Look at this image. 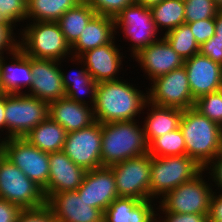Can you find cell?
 Returning a JSON list of instances; mask_svg holds the SVG:
<instances>
[{
	"mask_svg": "<svg viewBox=\"0 0 222 222\" xmlns=\"http://www.w3.org/2000/svg\"><path fill=\"white\" fill-rule=\"evenodd\" d=\"M124 80L100 82L97 85L96 101L93 106L97 122L110 123L134 121L145 114L144 106L148 101L146 93L135 84ZM138 88V89H137ZM140 89V90H139ZM137 116V118H136Z\"/></svg>",
	"mask_w": 222,
	"mask_h": 222,
	"instance_id": "cell-1",
	"label": "cell"
},
{
	"mask_svg": "<svg viewBox=\"0 0 222 222\" xmlns=\"http://www.w3.org/2000/svg\"><path fill=\"white\" fill-rule=\"evenodd\" d=\"M179 128L185 140L186 155L203 168L222 152V127L194 107L183 110Z\"/></svg>",
	"mask_w": 222,
	"mask_h": 222,
	"instance_id": "cell-2",
	"label": "cell"
},
{
	"mask_svg": "<svg viewBox=\"0 0 222 222\" xmlns=\"http://www.w3.org/2000/svg\"><path fill=\"white\" fill-rule=\"evenodd\" d=\"M138 121L102 123V166L148 154L143 126Z\"/></svg>",
	"mask_w": 222,
	"mask_h": 222,
	"instance_id": "cell-3",
	"label": "cell"
},
{
	"mask_svg": "<svg viewBox=\"0 0 222 222\" xmlns=\"http://www.w3.org/2000/svg\"><path fill=\"white\" fill-rule=\"evenodd\" d=\"M25 27L18 29V47L29 57L37 59L67 60L72 56L57 22L25 21ZM20 30V31H19ZM71 55V56H70Z\"/></svg>",
	"mask_w": 222,
	"mask_h": 222,
	"instance_id": "cell-4",
	"label": "cell"
},
{
	"mask_svg": "<svg viewBox=\"0 0 222 222\" xmlns=\"http://www.w3.org/2000/svg\"><path fill=\"white\" fill-rule=\"evenodd\" d=\"M202 170L203 167L188 155L152 156L149 195L158 202L159 198L192 180Z\"/></svg>",
	"mask_w": 222,
	"mask_h": 222,
	"instance_id": "cell-5",
	"label": "cell"
},
{
	"mask_svg": "<svg viewBox=\"0 0 222 222\" xmlns=\"http://www.w3.org/2000/svg\"><path fill=\"white\" fill-rule=\"evenodd\" d=\"M206 174L202 170L192 180L169 191L159 199L158 204L167 212L209 215L211 197L215 188H212L211 181ZM204 175L208 177V181Z\"/></svg>",
	"mask_w": 222,
	"mask_h": 222,
	"instance_id": "cell-6",
	"label": "cell"
},
{
	"mask_svg": "<svg viewBox=\"0 0 222 222\" xmlns=\"http://www.w3.org/2000/svg\"><path fill=\"white\" fill-rule=\"evenodd\" d=\"M49 116V103L28 94H5L7 138H22Z\"/></svg>",
	"mask_w": 222,
	"mask_h": 222,
	"instance_id": "cell-7",
	"label": "cell"
},
{
	"mask_svg": "<svg viewBox=\"0 0 222 222\" xmlns=\"http://www.w3.org/2000/svg\"><path fill=\"white\" fill-rule=\"evenodd\" d=\"M0 199L21 209L38 208L46 204L43 189L3 154L0 157Z\"/></svg>",
	"mask_w": 222,
	"mask_h": 222,
	"instance_id": "cell-8",
	"label": "cell"
},
{
	"mask_svg": "<svg viewBox=\"0 0 222 222\" xmlns=\"http://www.w3.org/2000/svg\"><path fill=\"white\" fill-rule=\"evenodd\" d=\"M116 35L119 31L124 34L126 42L129 44L130 57L137 54L142 48H145L161 38L158 35L155 23L152 18L150 8L133 3L124 8L114 18ZM119 30V31H118Z\"/></svg>",
	"mask_w": 222,
	"mask_h": 222,
	"instance_id": "cell-9",
	"label": "cell"
},
{
	"mask_svg": "<svg viewBox=\"0 0 222 222\" xmlns=\"http://www.w3.org/2000/svg\"><path fill=\"white\" fill-rule=\"evenodd\" d=\"M3 155L26 176L44 189L49 180V153L30 144L24 137L2 140Z\"/></svg>",
	"mask_w": 222,
	"mask_h": 222,
	"instance_id": "cell-10",
	"label": "cell"
},
{
	"mask_svg": "<svg viewBox=\"0 0 222 222\" xmlns=\"http://www.w3.org/2000/svg\"><path fill=\"white\" fill-rule=\"evenodd\" d=\"M151 158L148 153L109 166L114 173L119 197L152 199L149 195Z\"/></svg>",
	"mask_w": 222,
	"mask_h": 222,
	"instance_id": "cell-11",
	"label": "cell"
},
{
	"mask_svg": "<svg viewBox=\"0 0 222 222\" xmlns=\"http://www.w3.org/2000/svg\"><path fill=\"white\" fill-rule=\"evenodd\" d=\"M149 84L150 88L145 89H148V101L154 105L182 110L193 108L195 105L184 65L155 78Z\"/></svg>",
	"mask_w": 222,
	"mask_h": 222,
	"instance_id": "cell-12",
	"label": "cell"
},
{
	"mask_svg": "<svg viewBox=\"0 0 222 222\" xmlns=\"http://www.w3.org/2000/svg\"><path fill=\"white\" fill-rule=\"evenodd\" d=\"M102 124L67 133L63 152L86 171L102 167L101 159Z\"/></svg>",
	"mask_w": 222,
	"mask_h": 222,
	"instance_id": "cell-13",
	"label": "cell"
},
{
	"mask_svg": "<svg viewBox=\"0 0 222 222\" xmlns=\"http://www.w3.org/2000/svg\"><path fill=\"white\" fill-rule=\"evenodd\" d=\"M63 61L31 57L32 84L25 94L47 103L66 97L60 67ZM62 65V66H61Z\"/></svg>",
	"mask_w": 222,
	"mask_h": 222,
	"instance_id": "cell-14",
	"label": "cell"
},
{
	"mask_svg": "<svg viewBox=\"0 0 222 222\" xmlns=\"http://www.w3.org/2000/svg\"><path fill=\"white\" fill-rule=\"evenodd\" d=\"M133 59L138 63L140 69L144 70V76L147 75L146 79H150V82L184 65V59L177 54L163 36L142 48L133 56Z\"/></svg>",
	"mask_w": 222,
	"mask_h": 222,
	"instance_id": "cell-15",
	"label": "cell"
},
{
	"mask_svg": "<svg viewBox=\"0 0 222 222\" xmlns=\"http://www.w3.org/2000/svg\"><path fill=\"white\" fill-rule=\"evenodd\" d=\"M119 47L121 46L116 45L114 39L111 43L86 51L79 57L97 83L124 78L119 76V72L124 68V54L121 52L123 47Z\"/></svg>",
	"mask_w": 222,
	"mask_h": 222,
	"instance_id": "cell-16",
	"label": "cell"
},
{
	"mask_svg": "<svg viewBox=\"0 0 222 222\" xmlns=\"http://www.w3.org/2000/svg\"><path fill=\"white\" fill-rule=\"evenodd\" d=\"M46 204L58 222H103L104 212L89 206L77 190L54 193Z\"/></svg>",
	"mask_w": 222,
	"mask_h": 222,
	"instance_id": "cell-17",
	"label": "cell"
},
{
	"mask_svg": "<svg viewBox=\"0 0 222 222\" xmlns=\"http://www.w3.org/2000/svg\"><path fill=\"white\" fill-rule=\"evenodd\" d=\"M89 206L102 210L118 198L114 173L109 166H102L86 172L83 182L77 189Z\"/></svg>",
	"mask_w": 222,
	"mask_h": 222,
	"instance_id": "cell-18",
	"label": "cell"
},
{
	"mask_svg": "<svg viewBox=\"0 0 222 222\" xmlns=\"http://www.w3.org/2000/svg\"><path fill=\"white\" fill-rule=\"evenodd\" d=\"M49 180L43 189L46 201L54 194L77 190L86 170L76 165L62 150L49 153Z\"/></svg>",
	"mask_w": 222,
	"mask_h": 222,
	"instance_id": "cell-19",
	"label": "cell"
},
{
	"mask_svg": "<svg viewBox=\"0 0 222 222\" xmlns=\"http://www.w3.org/2000/svg\"><path fill=\"white\" fill-rule=\"evenodd\" d=\"M193 99L219 91L222 65L200 53L184 60Z\"/></svg>",
	"mask_w": 222,
	"mask_h": 222,
	"instance_id": "cell-20",
	"label": "cell"
},
{
	"mask_svg": "<svg viewBox=\"0 0 222 222\" xmlns=\"http://www.w3.org/2000/svg\"><path fill=\"white\" fill-rule=\"evenodd\" d=\"M9 56L11 58L8 59H12L11 62L9 60V63L4 55L0 56V92L23 94L26 90H29L32 84L31 57L26 55L19 47L11 52Z\"/></svg>",
	"mask_w": 222,
	"mask_h": 222,
	"instance_id": "cell-21",
	"label": "cell"
},
{
	"mask_svg": "<svg viewBox=\"0 0 222 222\" xmlns=\"http://www.w3.org/2000/svg\"><path fill=\"white\" fill-rule=\"evenodd\" d=\"M155 200L118 197L104 211L103 222H156Z\"/></svg>",
	"mask_w": 222,
	"mask_h": 222,
	"instance_id": "cell-22",
	"label": "cell"
},
{
	"mask_svg": "<svg viewBox=\"0 0 222 222\" xmlns=\"http://www.w3.org/2000/svg\"><path fill=\"white\" fill-rule=\"evenodd\" d=\"M49 116L67 133L78 131L96 122L93 107L77 103L68 97L49 103Z\"/></svg>",
	"mask_w": 222,
	"mask_h": 222,
	"instance_id": "cell-23",
	"label": "cell"
},
{
	"mask_svg": "<svg viewBox=\"0 0 222 222\" xmlns=\"http://www.w3.org/2000/svg\"><path fill=\"white\" fill-rule=\"evenodd\" d=\"M67 60L68 62L71 61L72 64L81 66L79 67L80 70H73V72L70 71V74L65 72L63 67H60L66 97L77 103H82L93 107L96 101V90L98 83L89 74L84 62L79 57L71 56Z\"/></svg>",
	"mask_w": 222,
	"mask_h": 222,
	"instance_id": "cell-24",
	"label": "cell"
},
{
	"mask_svg": "<svg viewBox=\"0 0 222 222\" xmlns=\"http://www.w3.org/2000/svg\"><path fill=\"white\" fill-rule=\"evenodd\" d=\"M115 35L114 18L96 14L71 46L72 56L80 57L86 51L111 43L117 38Z\"/></svg>",
	"mask_w": 222,
	"mask_h": 222,
	"instance_id": "cell-25",
	"label": "cell"
},
{
	"mask_svg": "<svg viewBox=\"0 0 222 222\" xmlns=\"http://www.w3.org/2000/svg\"><path fill=\"white\" fill-rule=\"evenodd\" d=\"M151 107V108H150ZM148 108V110H147ZM144 109L147 110L143 118V130L148 145L157 137L179 128L183 110L175 107H161L147 101Z\"/></svg>",
	"mask_w": 222,
	"mask_h": 222,
	"instance_id": "cell-26",
	"label": "cell"
},
{
	"mask_svg": "<svg viewBox=\"0 0 222 222\" xmlns=\"http://www.w3.org/2000/svg\"><path fill=\"white\" fill-rule=\"evenodd\" d=\"M67 131L50 116L27 133L24 138L43 152L52 153L63 150Z\"/></svg>",
	"mask_w": 222,
	"mask_h": 222,
	"instance_id": "cell-27",
	"label": "cell"
},
{
	"mask_svg": "<svg viewBox=\"0 0 222 222\" xmlns=\"http://www.w3.org/2000/svg\"><path fill=\"white\" fill-rule=\"evenodd\" d=\"M95 15L94 9L83 0L56 21L70 46L77 41L84 27Z\"/></svg>",
	"mask_w": 222,
	"mask_h": 222,
	"instance_id": "cell-28",
	"label": "cell"
},
{
	"mask_svg": "<svg viewBox=\"0 0 222 222\" xmlns=\"http://www.w3.org/2000/svg\"><path fill=\"white\" fill-rule=\"evenodd\" d=\"M83 0H27L26 21L56 22L66 11Z\"/></svg>",
	"mask_w": 222,
	"mask_h": 222,
	"instance_id": "cell-29",
	"label": "cell"
},
{
	"mask_svg": "<svg viewBox=\"0 0 222 222\" xmlns=\"http://www.w3.org/2000/svg\"><path fill=\"white\" fill-rule=\"evenodd\" d=\"M150 10L155 26L160 32L159 35L185 23L184 0H163L152 6Z\"/></svg>",
	"mask_w": 222,
	"mask_h": 222,
	"instance_id": "cell-30",
	"label": "cell"
},
{
	"mask_svg": "<svg viewBox=\"0 0 222 222\" xmlns=\"http://www.w3.org/2000/svg\"><path fill=\"white\" fill-rule=\"evenodd\" d=\"M162 36L184 60L191 58L200 51V46L187 23L175 27Z\"/></svg>",
	"mask_w": 222,
	"mask_h": 222,
	"instance_id": "cell-31",
	"label": "cell"
},
{
	"mask_svg": "<svg viewBox=\"0 0 222 222\" xmlns=\"http://www.w3.org/2000/svg\"><path fill=\"white\" fill-rule=\"evenodd\" d=\"M148 153L157 157L186 155V145L181 129L177 128L155 138L148 145Z\"/></svg>",
	"mask_w": 222,
	"mask_h": 222,
	"instance_id": "cell-32",
	"label": "cell"
},
{
	"mask_svg": "<svg viewBox=\"0 0 222 222\" xmlns=\"http://www.w3.org/2000/svg\"><path fill=\"white\" fill-rule=\"evenodd\" d=\"M27 16V0H0V25L18 27ZM17 23V24H16Z\"/></svg>",
	"mask_w": 222,
	"mask_h": 222,
	"instance_id": "cell-33",
	"label": "cell"
},
{
	"mask_svg": "<svg viewBox=\"0 0 222 222\" xmlns=\"http://www.w3.org/2000/svg\"><path fill=\"white\" fill-rule=\"evenodd\" d=\"M185 23L215 18L221 9L213 0H184Z\"/></svg>",
	"mask_w": 222,
	"mask_h": 222,
	"instance_id": "cell-34",
	"label": "cell"
},
{
	"mask_svg": "<svg viewBox=\"0 0 222 222\" xmlns=\"http://www.w3.org/2000/svg\"><path fill=\"white\" fill-rule=\"evenodd\" d=\"M194 108L222 127V93L220 91L201 96L195 101Z\"/></svg>",
	"mask_w": 222,
	"mask_h": 222,
	"instance_id": "cell-35",
	"label": "cell"
},
{
	"mask_svg": "<svg viewBox=\"0 0 222 222\" xmlns=\"http://www.w3.org/2000/svg\"><path fill=\"white\" fill-rule=\"evenodd\" d=\"M98 15L115 18L124 8L134 3V0H84Z\"/></svg>",
	"mask_w": 222,
	"mask_h": 222,
	"instance_id": "cell-36",
	"label": "cell"
},
{
	"mask_svg": "<svg viewBox=\"0 0 222 222\" xmlns=\"http://www.w3.org/2000/svg\"><path fill=\"white\" fill-rule=\"evenodd\" d=\"M16 222H58L52 209L47 205L38 208L22 209Z\"/></svg>",
	"mask_w": 222,
	"mask_h": 222,
	"instance_id": "cell-37",
	"label": "cell"
},
{
	"mask_svg": "<svg viewBox=\"0 0 222 222\" xmlns=\"http://www.w3.org/2000/svg\"><path fill=\"white\" fill-rule=\"evenodd\" d=\"M162 214L160 215L159 214ZM209 215L205 214H180L167 212L160 204L157 205L156 222H208Z\"/></svg>",
	"mask_w": 222,
	"mask_h": 222,
	"instance_id": "cell-38",
	"label": "cell"
},
{
	"mask_svg": "<svg viewBox=\"0 0 222 222\" xmlns=\"http://www.w3.org/2000/svg\"><path fill=\"white\" fill-rule=\"evenodd\" d=\"M187 24L190 26L199 46L212 38L215 34V18L203 19Z\"/></svg>",
	"mask_w": 222,
	"mask_h": 222,
	"instance_id": "cell-39",
	"label": "cell"
},
{
	"mask_svg": "<svg viewBox=\"0 0 222 222\" xmlns=\"http://www.w3.org/2000/svg\"><path fill=\"white\" fill-rule=\"evenodd\" d=\"M14 29L18 28L0 25V56L6 54L7 57L8 54L18 47L17 39H19V34L16 36L17 34L14 32Z\"/></svg>",
	"mask_w": 222,
	"mask_h": 222,
	"instance_id": "cell-40",
	"label": "cell"
},
{
	"mask_svg": "<svg viewBox=\"0 0 222 222\" xmlns=\"http://www.w3.org/2000/svg\"><path fill=\"white\" fill-rule=\"evenodd\" d=\"M203 170L207 171V175L209 173V179L214 183H211L212 187L216 188L214 191L218 192L219 190V192H222V152L216 155Z\"/></svg>",
	"mask_w": 222,
	"mask_h": 222,
	"instance_id": "cell-41",
	"label": "cell"
},
{
	"mask_svg": "<svg viewBox=\"0 0 222 222\" xmlns=\"http://www.w3.org/2000/svg\"><path fill=\"white\" fill-rule=\"evenodd\" d=\"M199 53L222 65V43L210 38L200 46Z\"/></svg>",
	"mask_w": 222,
	"mask_h": 222,
	"instance_id": "cell-42",
	"label": "cell"
},
{
	"mask_svg": "<svg viewBox=\"0 0 222 222\" xmlns=\"http://www.w3.org/2000/svg\"><path fill=\"white\" fill-rule=\"evenodd\" d=\"M21 210L17 205L0 199V222H16Z\"/></svg>",
	"mask_w": 222,
	"mask_h": 222,
	"instance_id": "cell-43",
	"label": "cell"
},
{
	"mask_svg": "<svg viewBox=\"0 0 222 222\" xmlns=\"http://www.w3.org/2000/svg\"><path fill=\"white\" fill-rule=\"evenodd\" d=\"M217 193L213 191L209 217L213 220H222V192Z\"/></svg>",
	"mask_w": 222,
	"mask_h": 222,
	"instance_id": "cell-44",
	"label": "cell"
},
{
	"mask_svg": "<svg viewBox=\"0 0 222 222\" xmlns=\"http://www.w3.org/2000/svg\"><path fill=\"white\" fill-rule=\"evenodd\" d=\"M1 132H3V134L5 133V137ZM1 138L2 140L7 139L6 120H5V93L2 92H0V139Z\"/></svg>",
	"mask_w": 222,
	"mask_h": 222,
	"instance_id": "cell-45",
	"label": "cell"
},
{
	"mask_svg": "<svg viewBox=\"0 0 222 222\" xmlns=\"http://www.w3.org/2000/svg\"><path fill=\"white\" fill-rule=\"evenodd\" d=\"M212 38L222 43V10L215 17V34Z\"/></svg>",
	"mask_w": 222,
	"mask_h": 222,
	"instance_id": "cell-46",
	"label": "cell"
},
{
	"mask_svg": "<svg viewBox=\"0 0 222 222\" xmlns=\"http://www.w3.org/2000/svg\"><path fill=\"white\" fill-rule=\"evenodd\" d=\"M161 1L163 0H134V3L151 8L152 6L159 4Z\"/></svg>",
	"mask_w": 222,
	"mask_h": 222,
	"instance_id": "cell-47",
	"label": "cell"
},
{
	"mask_svg": "<svg viewBox=\"0 0 222 222\" xmlns=\"http://www.w3.org/2000/svg\"><path fill=\"white\" fill-rule=\"evenodd\" d=\"M213 1L222 10V0H213Z\"/></svg>",
	"mask_w": 222,
	"mask_h": 222,
	"instance_id": "cell-48",
	"label": "cell"
},
{
	"mask_svg": "<svg viewBox=\"0 0 222 222\" xmlns=\"http://www.w3.org/2000/svg\"><path fill=\"white\" fill-rule=\"evenodd\" d=\"M208 222H222V220H213L210 217L208 218Z\"/></svg>",
	"mask_w": 222,
	"mask_h": 222,
	"instance_id": "cell-49",
	"label": "cell"
},
{
	"mask_svg": "<svg viewBox=\"0 0 222 222\" xmlns=\"http://www.w3.org/2000/svg\"><path fill=\"white\" fill-rule=\"evenodd\" d=\"M219 91L222 93V73H221V80H220V87H219Z\"/></svg>",
	"mask_w": 222,
	"mask_h": 222,
	"instance_id": "cell-50",
	"label": "cell"
},
{
	"mask_svg": "<svg viewBox=\"0 0 222 222\" xmlns=\"http://www.w3.org/2000/svg\"><path fill=\"white\" fill-rule=\"evenodd\" d=\"M3 154L2 145H0V157Z\"/></svg>",
	"mask_w": 222,
	"mask_h": 222,
	"instance_id": "cell-51",
	"label": "cell"
}]
</instances>
